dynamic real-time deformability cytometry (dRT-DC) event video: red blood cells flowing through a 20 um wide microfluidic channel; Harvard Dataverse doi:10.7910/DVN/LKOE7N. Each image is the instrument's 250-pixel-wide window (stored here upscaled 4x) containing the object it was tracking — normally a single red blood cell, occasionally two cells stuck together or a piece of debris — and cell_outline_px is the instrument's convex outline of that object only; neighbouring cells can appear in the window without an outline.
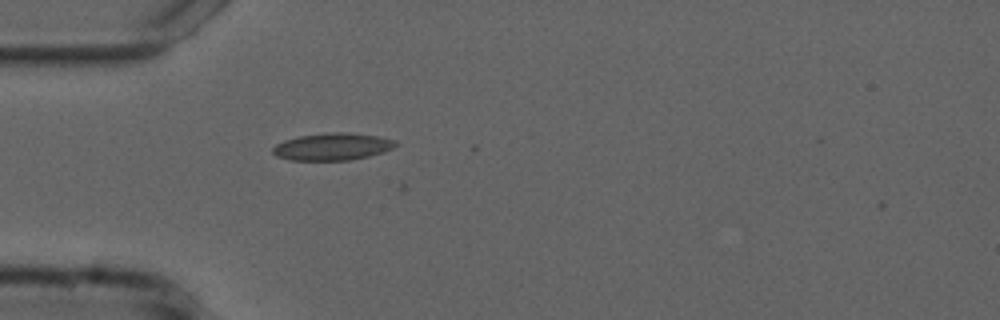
{"species": "common noctule bat (a hibernating species)", "species_latin": "Nyctalus noctula", "temperature_condition": "cold", "stored_images_in_passage": 4, "camera_frame_rate_fps": 3000, "um_per_image_px": 0.085, "animal": {"sex": "male", "forearm_length_mm": 52.5}, "frame": {"image": 1, "passage_image": 1, "time_ms": 0.0, "image_size_px": [1000, 320], "cell_outline_px": [[400, 144], [384, 152], [368, 156], [348, 160], [288, 160], [276, 156], [272, 152], [272, 148], [276, 144], [284, 140], [300, 136], [328, 132], [344, 132], [376, 136], [396, 140]], "centroid_in_image_um": [28.25, 12.46], "position_along_channel_um": 56.7, "area_um2": 19.48}}